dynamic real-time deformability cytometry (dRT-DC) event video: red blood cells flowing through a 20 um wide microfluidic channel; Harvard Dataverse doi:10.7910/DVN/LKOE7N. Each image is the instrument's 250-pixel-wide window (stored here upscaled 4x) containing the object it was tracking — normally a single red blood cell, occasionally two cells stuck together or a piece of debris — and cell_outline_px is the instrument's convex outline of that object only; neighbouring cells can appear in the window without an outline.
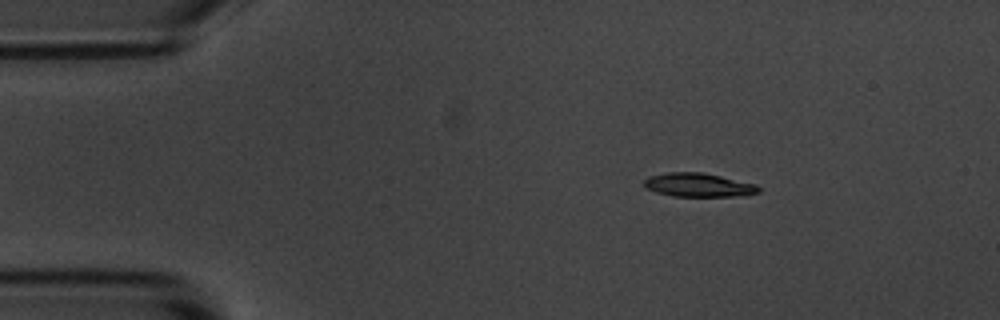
{"species": "common noctule bat (a hibernating species)", "species_latin": "Nyctalus noctula", "temperature_condition": "room temperature", "stored_images_in_passage": 3, "camera_frame_rate_fps": 3000, "um_per_image_px": 0.085, "animal": {"sex": "male", "body_mass_g": 20.1, "forearm_length_mm": 53.5}, "frame": {"image": 1, "passage_image": 1, "time_ms": 0.0, "image_size_px": [1000, 320], "cell_outline_px": [[760, 192], [736, 196], [672, 196], [656, 192], [644, 188], [644, 180], [648, 176], [668, 172], [704, 172], [756, 184], [760, 188]], "centroid_in_image_um": [59.34, 15.71], "position_along_channel_um": 25.7, "area_um2": 15.9}}
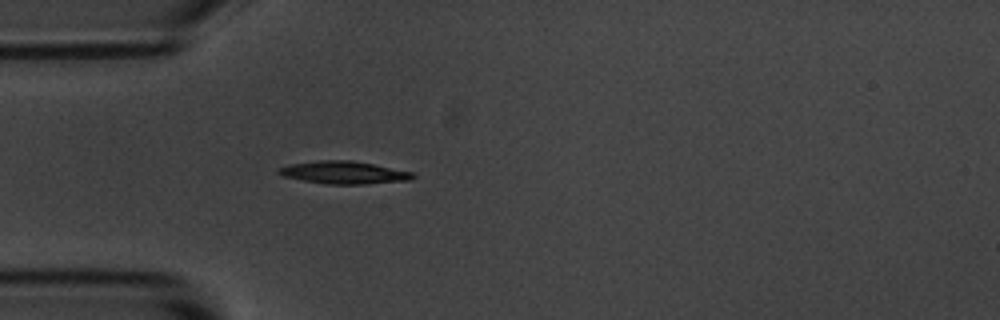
{"frame": {"image": 2, "passage_image": 3, "time_ms": 2.333, "image_size_px": [1000, 320], "cell_outline_px": [[416, 176], [412, 180], [364, 184], [324, 184], [280, 176], [276, 172], [276, 168], [292, 164], [320, 160], [352, 160], [412, 172]], "centroid_in_image_um": [29.18, 14.67], "position_along_channel_um": 55.8, "area_um2": 17.74}}